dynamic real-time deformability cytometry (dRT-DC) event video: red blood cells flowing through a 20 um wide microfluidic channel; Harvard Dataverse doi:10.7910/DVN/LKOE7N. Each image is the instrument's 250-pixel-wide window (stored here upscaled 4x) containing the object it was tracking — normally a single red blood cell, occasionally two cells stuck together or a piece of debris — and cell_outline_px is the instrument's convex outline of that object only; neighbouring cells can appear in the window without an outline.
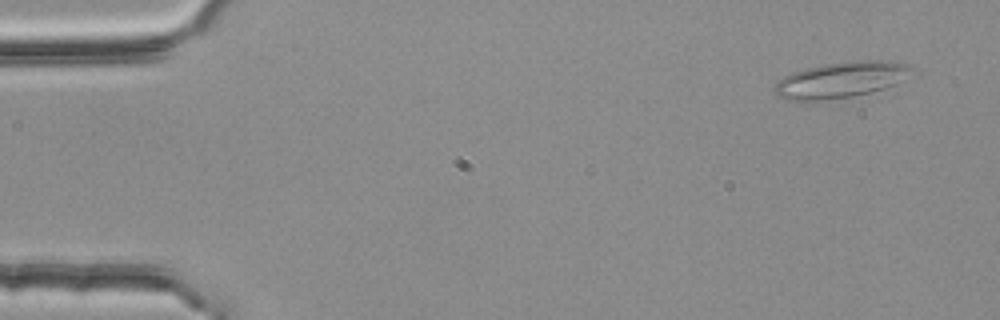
{"species": "common noctule bat (a hibernating species)", "species_latin": "Nyctalus noctula", "temperature_condition": "room temperature", "stored_images_in_passage": 5, "camera_frame_rate_fps": 3000, "um_per_image_px": 0.085, "animal": {"sex": "female", "body_mass_g": 25.1}, "frame": {"image": 1, "passage_image": 1, "time_ms": 0.0, "image_size_px": [1000, 320], "cell_outline_px": [[916, 68], [896, 84], [884, 88], [852, 96], [816, 100], [788, 100], [780, 96], [772, 88], [776, 80], [792, 72], [808, 68], [828, 64], [868, 60], [892, 60], [908, 64]], "centroid_in_image_um": [71.49, 6.77], "position_along_channel_um": 13.5, "area_um2": 28.26}}